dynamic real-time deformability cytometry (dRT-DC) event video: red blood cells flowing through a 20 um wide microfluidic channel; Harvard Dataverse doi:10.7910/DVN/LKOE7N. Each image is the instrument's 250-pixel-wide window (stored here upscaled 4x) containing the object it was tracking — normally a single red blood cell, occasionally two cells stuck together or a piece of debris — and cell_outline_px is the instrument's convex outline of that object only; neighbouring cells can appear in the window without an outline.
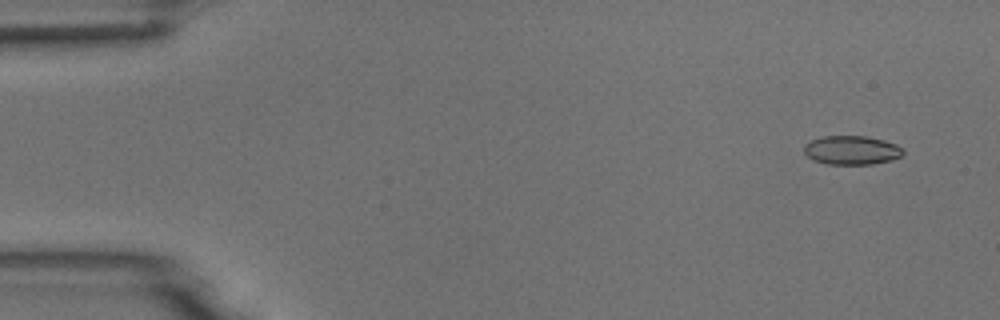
{"species": "common noctule bat (a hibernating species)", "species_latin": "Nyctalus noctula", "temperature_condition": "room temperature", "stored_images_in_passage": 7, "camera_frame_rate_fps": 3000, "um_per_image_px": 0.085, "animal": {"sex": "male", "body_mass_g": 18.8}, "frame": {"image": 1, "passage_image": 1, "time_ms": 0.0, "image_size_px": [1000, 320], "cell_outline_px": [[904, 152], [900, 156], [892, 160], [872, 164], [828, 164], [812, 160], [804, 152], [804, 144], [812, 140], [824, 136], [864, 136], [884, 140], [896, 144], [904, 148]], "centroid_in_image_um": [72.4, 12.77], "position_along_channel_um": 12.6, "area_um2": 16.7}}
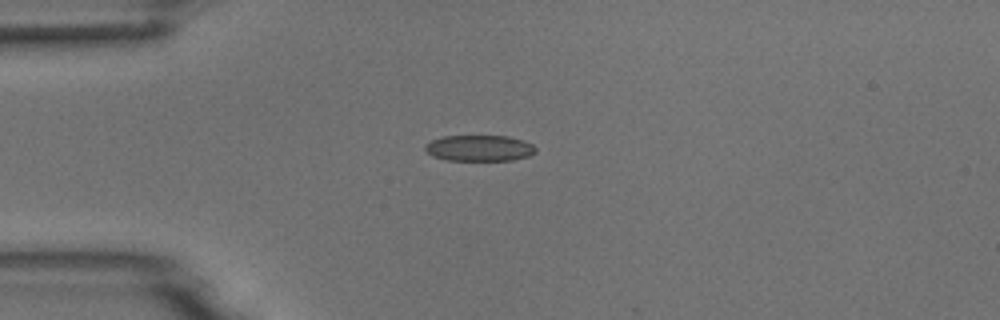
{"frame": {"image": 2, "passage_image": 4, "time_ms": 3.333, "image_size_px": [1000, 320], "cell_outline_px": [[536, 152], [528, 156], [512, 160], [444, 160], [432, 156], [424, 148], [424, 144], [432, 140], [444, 136], [508, 136], [524, 140], [532, 144], [536, 148]], "centroid_in_image_um": [40.74, 12.59], "position_along_channel_um": 44.3, "area_um2": 16.82}}